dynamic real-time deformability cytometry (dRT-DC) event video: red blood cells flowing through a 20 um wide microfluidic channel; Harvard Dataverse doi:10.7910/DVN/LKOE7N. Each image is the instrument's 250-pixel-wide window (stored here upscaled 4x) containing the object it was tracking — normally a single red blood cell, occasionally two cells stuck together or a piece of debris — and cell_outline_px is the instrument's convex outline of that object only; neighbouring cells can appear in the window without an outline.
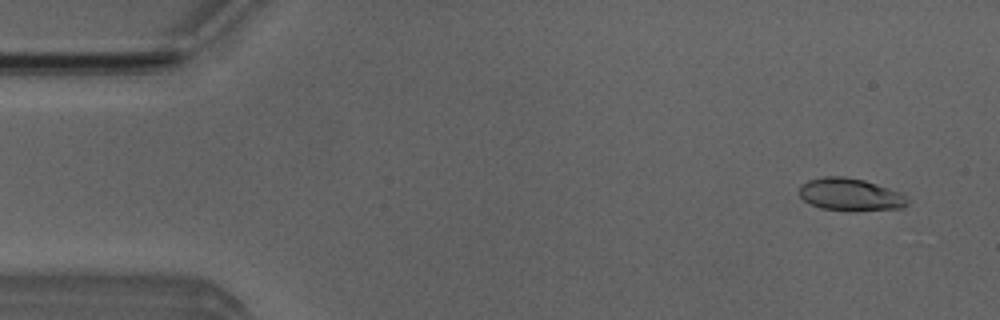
{"species": "Egyptian fruit bat (a non-hibernating species)", "species_latin": "Rousettus aegyptiacus", "temperature_condition": "room temperature", "stored_images_in_passage": 41, "camera_frame_rate_fps": 3000, "um_per_image_px": 0.085, "animal": {"sex": "male"}, "frame": {"image": 1, "passage_image": 2, "time_ms": 0.333, "image_size_px": [1000, 320], "cell_outline_px": [[908, 204], [904, 208], [820, 208], [804, 200], [800, 196], [800, 184], [808, 180], [824, 176], [844, 176], [864, 180], [876, 184], [896, 192], [904, 196], [908, 200]], "centroid_in_image_um": [72.2, 16.48], "position_along_channel_um": 12.8, "area_um2": 19.36}}
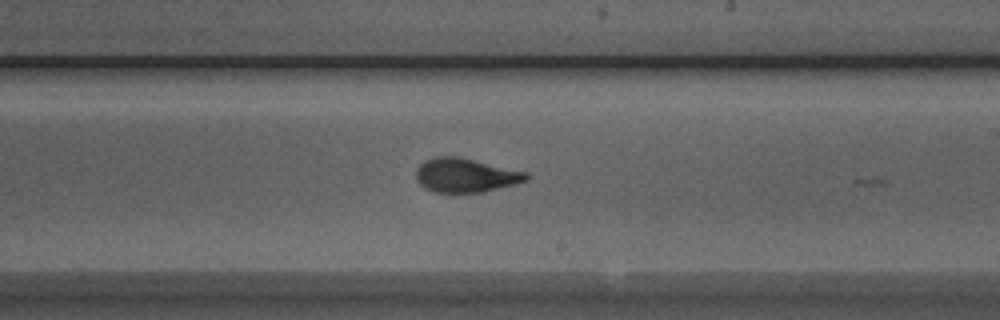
{"frame": {"image": 2, "passage_image": 28, "time_ms": 9.0, "image_size_px": [1000, 320], "cell_outline_px": [[528, 180], [480, 192], [432, 192], [424, 188], [416, 180], [416, 168], [424, 160], [436, 156], [456, 156], [528, 172]], "centroid_in_image_um": [39.51, 14.89], "position_along_channel_um": 249.5, "area_um2": 21.68}}
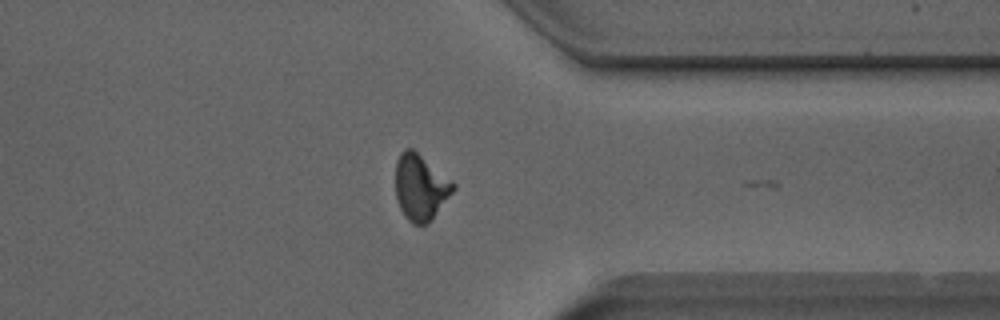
{"frame": {"image": 3, "passage_image": 38, "time_ms": 12.333, "image_size_px": [1000, 320], "cell_outline_px": [[456, 188], [428, 224], [412, 224], [404, 216], [400, 208], [396, 196], [396, 160], [400, 152], [404, 148], [412, 148], [452, 180], [456, 184]], "centroid_in_image_um": [35.74, 15.91], "position_along_channel_um": 375.7, "area_um2": 22.2}, "authors_computed_cell_mechanics": {"area_um2": 21.2126, "velocity_mm_per_s": 3.9939, "shape_relaxation_time_tau1_ms": 4.6919, "shape_relaxation_time_tau2_ms": 0.9845, "deformation_change_tau1": 0.185, "deformation_change_tau2": 0.0781}}